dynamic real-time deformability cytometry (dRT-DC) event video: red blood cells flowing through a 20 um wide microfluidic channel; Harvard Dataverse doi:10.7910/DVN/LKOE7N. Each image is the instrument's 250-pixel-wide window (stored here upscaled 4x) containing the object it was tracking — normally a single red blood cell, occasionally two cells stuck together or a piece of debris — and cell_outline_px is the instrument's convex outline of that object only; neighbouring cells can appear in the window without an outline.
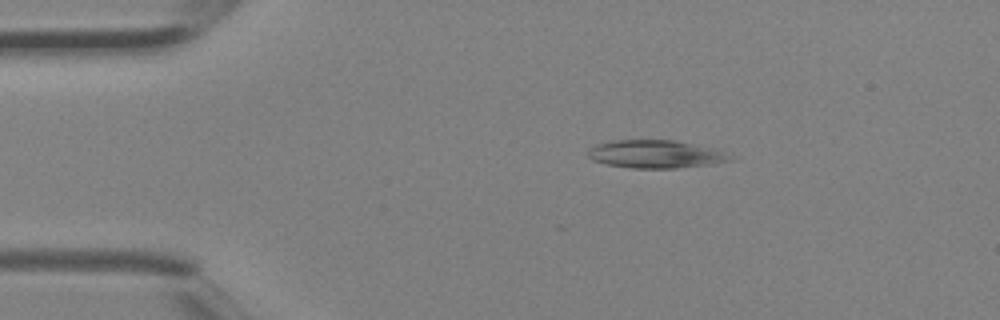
{"species": "Egyptian fruit bat (a non-hibernating species)", "species_latin": "Rousettus aegyptiacus", "temperature_condition": "room temperature", "stored_images_in_passage": 2, "camera_frame_rate_fps": 3000, "um_per_image_px": 0.085, "animal": {"sex": "female"}, "frame": {"image": 1, "passage_image": 1, "time_ms": 0.0, "image_size_px": [1000, 320], "cell_outline_px": [[732, 160], [716, 164], [676, 168], [632, 168], [604, 164], [592, 160], [588, 156], [588, 152], [596, 144], [612, 140], [672, 140], [712, 148], [724, 152]], "centroid_in_image_um": [55.69, 13.11], "position_along_channel_um": 29.3, "area_um2": 23.0}}